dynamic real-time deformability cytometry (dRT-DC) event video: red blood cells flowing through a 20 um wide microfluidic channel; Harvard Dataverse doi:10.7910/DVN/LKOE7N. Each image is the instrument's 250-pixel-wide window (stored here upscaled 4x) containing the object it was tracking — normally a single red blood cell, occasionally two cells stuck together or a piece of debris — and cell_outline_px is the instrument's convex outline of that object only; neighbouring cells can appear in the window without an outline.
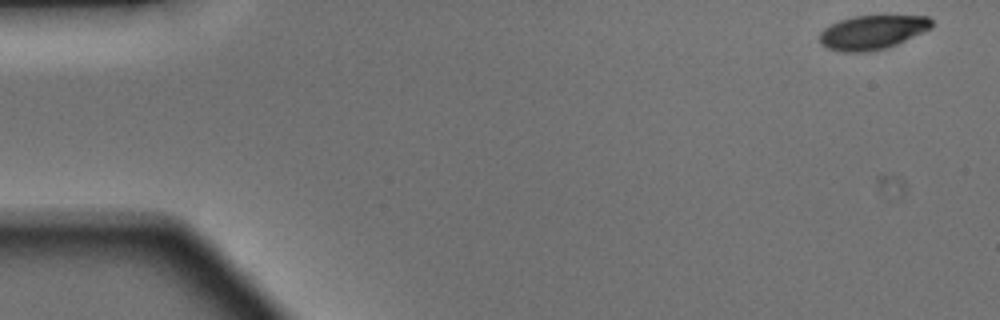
{"species": "Egyptian fruit bat (a non-hibernating species)", "species_latin": "Rousettus aegyptiacus", "temperature_condition": "warm", "stored_images_in_passage": 47, "camera_frame_rate_fps": 3000, "um_per_image_px": 0.085, "animal": {"sex": "male"}, "frame": {"image": 1, "passage_image": 1, "time_ms": 0.0, "image_size_px": [1000, 320], "cell_outline_px": [[932, 28], [896, 44], [884, 48], [868, 52], [844, 52], [828, 48], [820, 44], [820, 32], [824, 28], [840, 20], [852, 16], [928, 16], [932, 20]], "centroid_in_image_um": [74.13, 2.74], "position_along_channel_um": 10.9, "area_um2": 22.08}}
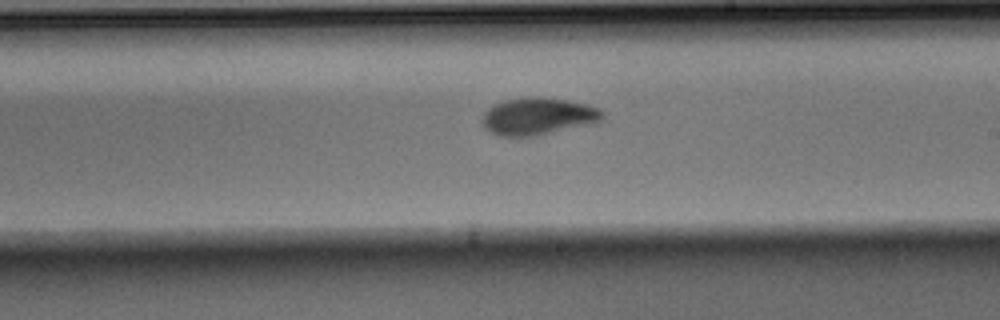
{"frame": {"image": 2, "passage_image": 27, "time_ms": 8.667, "image_size_px": [1000, 320], "cell_outline_px": [[604, 116], [596, 124], [536, 136], [496, 136], [484, 128], [480, 120], [484, 112], [488, 108], [504, 100], [528, 96], [540, 96], [588, 104], [600, 108], [604, 112]], "centroid_in_image_um": [45.74, 9.89], "position_along_channel_um": 243.3, "area_um2": 26.7}}
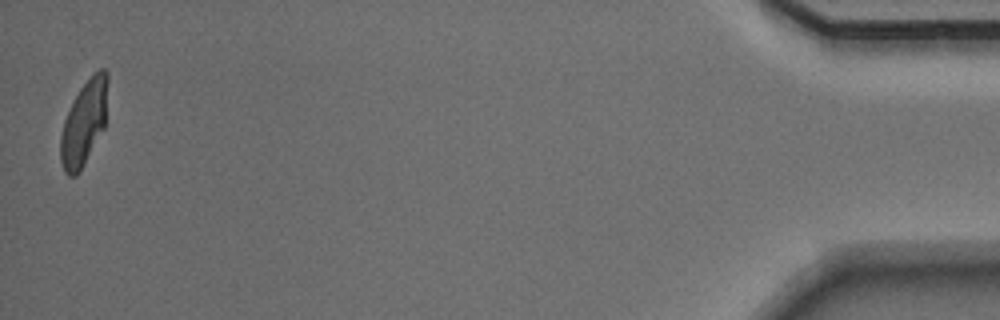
{"frame": {"image": 3, "passage_image": 47, "time_ms": 15.333, "image_size_px": [1000, 320], "cell_outline_px": [[108, 80], [104, 128], [80, 172], [76, 176], [68, 176], [64, 172], [60, 160], [60, 136], [64, 120], [80, 88], [100, 68], [104, 68], [108, 72]], "centroid_in_image_um": [7.13, 10.49], "position_along_channel_um": 428.1, "area_um2": 23.06}, "authors_computed_cell_mechanics": {"area_um2": 24.3338, "velocity_mm_per_s": 4.1438, "shape_relaxation_time_tau1_ms": 2.32, "shape_relaxation_time_tau2_ms": 1.1703, "deformation_change_tau1": 0.1573, "deformation_change_tau2": 0.0626}}